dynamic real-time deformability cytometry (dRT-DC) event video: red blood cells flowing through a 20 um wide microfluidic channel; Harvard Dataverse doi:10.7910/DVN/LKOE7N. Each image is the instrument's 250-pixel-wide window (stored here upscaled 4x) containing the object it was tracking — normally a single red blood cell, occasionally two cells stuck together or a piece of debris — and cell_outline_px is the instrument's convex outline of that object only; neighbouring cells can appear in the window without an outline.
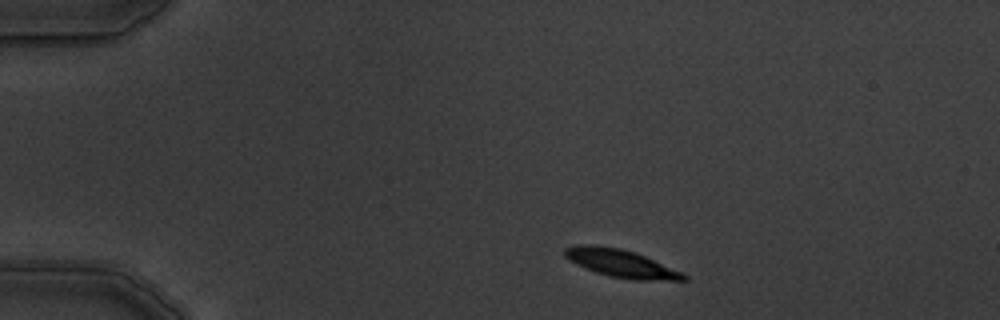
{"species": "common noctule bat (a hibernating species)", "species_latin": "Nyctalus noctula", "temperature_condition": "warm", "stored_images_in_passage": 4, "camera_frame_rate_fps": 3000, "um_per_image_px": 0.085, "animal": {"sex": "male", "body_mass_g": 19.5, "forearm_length_mm": 54.6}, "frame": {"image": 1, "passage_image": 1, "time_ms": 0.0, "image_size_px": [1000, 320], "cell_outline_px": [[688, 280], [636, 280], [608, 276], [596, 272], [576, 264], [564, 256], [564, 248], [580, 244], [596, 244], [620, 248], [636, 252], [680, 272], [688, 276]], "centroid_in_image_um": [52.74, 22.37], "position_along_channel_um": 32.3, "area_um2": 19.13}}
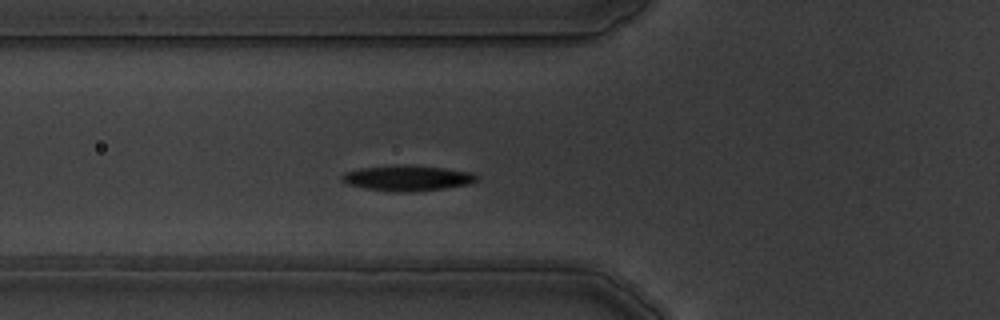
{"frame": {"image": 2, "passage_image": 4, "time_ms": 3.333, "image_size_px": [1000, 320], "cell_outline_px": [[480, 180], [472, 184], [444, 188], [412, 192], [392, 192], [368, 188], [348, 184], [340, 180], [340, 176], [344, 172], [360, 168], [404, 164], [408, 164], [444, 168], [472, 172], [480, 176]], "centroid_in_image_um": [34.68, 15.13], "position_along_channel_um": 91.1, "area_um2": 20.35}}